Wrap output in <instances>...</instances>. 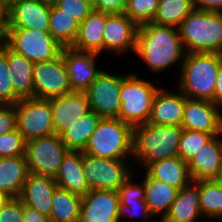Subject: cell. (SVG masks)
I'll return each mask as SVG.
<instances>
[{"mask_svg":"<svg viewBox=\"0 0 222 222\" xmlns=\"http://www.w3.org/2000/svg\"><path fill=\"white\" fill-rule=\"evenodd\" d=\"M135 54L159 73L178 61L182 63L186 53L178 28L149 22L138 27Z\"/></svg>","mask_w":222,"mask_h":222,"instance_id":"cell-1","label":"cell"},{"mask_svg":"<svg viewBox=\"0 0 222 222\" xmlns=\"http://www.w3.org/2000/svg\"><path fill=\"white\" fill-rule=\"evenodd\" d=\"M181 126L145 124L133 127L132 157L146 168L149 164L178 156Z\"/></svg>","mask_w":222,"mask_h":222,"instance_id":"cell-2","label":"cell"},{"mask_svg":"<svg viewBox=\"0 0 222 222\" xmlns=\"http://www.w3.org/2000/svg\"><path fill=\"white\" fill-rule=\"evenodd\" d=\"M183 59L178 89L187 98L213 101L222 54L186 53Z\"/></svg>","mask_w":222,"mask_h":222,"instance_id":"cell-3","label":"cell"},{"mask_svg":"<svg viewBox=\"0 0 222 222\" xmlns=\"http://www.w3.org/2000/svg\"><path fill=\"white\" fill-rule=\"evenodd\" d=\"M178 30L185 53L222 54V13L194 9Z\"/></svg>","mask_w":222,"mask_h":222,"instance_id":"cell-4","label":"cell"},{"mask_svg":"<svg viewBox=\"0 0 222 222\" xmlns=\"http://www.w3.org/2000/svg\"><path fill=\"white\" fill-rule=\"evenodd\" d=\"M133 127L119 118H101L83 153L95 157H132Z\"/></svg>","mask_w":222,"mask_h":222,"instance_id":"cell-5","label":"cell"},{"mask_svg":"<svg viewBox=\"0 0 222 222\" xmlns=\"http://www.w3.org/2000/svg\"><path fill=\"white\" fill-rule=\"evenodd\" d=\"M158 89L150 81L138 78L137 73L127 74L120 87L119 119L132 127L148 122Z\"/></svg>","mask_w":222,"mask_h":222,"instance_id":"cell-6","label":"cell"},{"mask_svg":"<svg viewBox=\"0 0 222 222\" xmlns=\"http://www.w3.org/2000/svg\"><path fill=\"white\" fill-rule=\"evenodd\" d=\"M0 38L13 51L25 56L33 63L55 59L61 54L63 48L49 31L4 28L0 32Z\"/></svg>","mask_w":222,"mask_h":222,"instance_id":"cell-7","label":"cell"},{"mask_svg":"<svg viewBox=\"0 0 222 222\" xmlns=\"http://www.w3.org/2000/svg\"><path fill=\"white\" fill-rule=\"evenodd\" d=\"M68 151L56 133L26 141L25 158L29 172L55 178Z\"/></svg>","mask_w":222,"mask_h":222,"instance_id":"cell-8","label":"cell"},{"mask_svg":"<svg viewBox=\"0 0 222 222\" xmlns=\"http://www.w3.org/2000/svg\"><path fill=\"white\" fill-rule=\"evenodd\" d=\"M14 107L17 129L26 141L54 134L50 99L21 98Z\"/></svg>","mask_w":222,"mask_h":222,"instance_id":"cell-9","label":"cell"},{"mask_svg":"<svg viewBox=\"0 0 222 222\" xmlns=\"http://www.w3.org/2000/svg\"><path fill=\"white\" fill-rule=\"evenodd\" d=\"M126 162V159L101 158L83 153V173L90 190L117 191L133 174Z\"/></svg>","mask_w":222,"mask_h":222,"instance_id":"cell-10","label":"cell"},{"mask_svg":"<svg viewBox=\"0 0 222 222\" xmlns=\"http://www.w3.org/2000/svg\"><path fill=\"white\" fill-rule=\"evenodd\" d=\"M72 90L67 68L61 54L55 59L34 63L33 97L52 99L67 95Z\"/></svg>","mask_w":222,"mask_h":222,"instance_id":"cell-11","label":"cell"},{"mask_svg":"<svg viewBox=\"0 0 222 222\" xmlns=\"http://www.w3.org/2000/svg\"><path fill=\"white\" fill-rule=\"evenodd\" d=\"M125 76L102 70L86 90L91 110L101 118H119L120 87Z\"/></svg>","mask_w":222,"mask_h":222,"instance_id":"cell-12","label":"cell"},{"mask_svg":"<svg viewBox=\"0 0 222 222\" xmlns=\"http://www.w3.org/2000/svg\"><path fill=\"white\" fill-rule=\"evenodd\" d=\"M49 20V0H17L8 6V18L4 28L49 31Z\"/></svg>","mask_w":222,"mask_h":222,"instance_id":"cell-13","label":"cell"},{"mask_svg":"<svg viewBox=\"0 0 222 222\" xmlns=\"http://www.w3.org/2000/svg\"><path fill=\"white\" fill-rule=\"evenodd\" d=\"M212 101L187 98L184 106L183 129L209 133H222V113Z\"/></svg>","mask_w":222,"mask_h":222,"instance_id":"cell-14","label":"cell"},{"mask_svg":"<svg viewBox=\"0 0 222 222\" xmlns=\"http://www.w3.org/2000/svg\"><path fill=\"white\" fill-rule=\"evenodd\" d=\"M117 191L91 189L82 196L79 222H119Z\"/></svg>","mask_w":222,"mask_h":222,"instance_id":"cell-15","label":"cell"},{"mask_svg":"<svg viewBox=\"0 0 222 222\" xmlns=\"http://www.w3.org/2000/svg\"><path fill=\"white\" fill-rule=\"evenodd\" d=\"M138 27L125 13H106L103 51H113L116 54L124 53L127 50L136 52Z\"/></svg>","mask_w":222,"mask_h":222,"instance_id":"cell-16","label":"cell"},{"mask_svg":"<svg viewBox=\"0 0 222 222\" xmlns=\"http://www.w3.org/2000/svg\"><path fill=\"white\" fill-rule=\"evenodd\" d=\"M54 133L62 135L78 118L91 111L86 90H71L50 99Z\"/></svg>","mask_w":222,"mask_h":222,"instance_id":"cell-17","label":"cell"},{"mask_svg":"<svg viewBox=\"0 0 222 222\" xmlns=\"http://www.w3.org/2000/svg\"><path fill=\"white\" fill-rule=\"evenodd\" d=\"M99 54L63 47V60L72 90H87L102 70L96 66Z\"/></svg>","mask_w":222,"mask_h":222,"instance_id":"cell-18","label":"cell"},{"mask_svg":"<svg viewBox=\"0 0 222 222\" xmlns=\"http://www.w3.org/2000/svg\"><path fill=\"white\" fill-rule=\"evenodd\" d=\"M159 88L153 101L148 123L164 126H181L187 97Z\"/></svg>","mask_w":222,"mask_h":222,"instance_id":"cell-19","label":"cell"},{"mask_svg":"<svg viewBox=\"0 0 222 222\" xmlns=\"http://www.w3.org/2000/svg\"><path fill=\"white\" fill-rule=\"evenodd\" d=\"M57 187L54 177L29 173L19 198L23 205L49 217L51 199Z\"/></svg>","mask_w":222,"mask_h":222,"instance_id":"cell-20","label":"cell"},{"mask_svg":"<svg viewBox=\"0 0 222 222\" xmlns=\"http://www.w3.org/2000/svg\"><path fill=\"white\" fill-rule=\"evenodd\" d=\"M213 136L208 143L187 162L193 181L217 179L222 169V138Z\"/></svg>","mask_w":222,"mask_h":222,"instance_id":"cell-21","label":"cell"},{"mask_svg":"<svg viewBox=\"0 0 222 222\" xmlns=\"http://www.w3.org/2000/svg\"><path fill=\"white\" fill-rule=\"evenodd\" d=\"M83 151L69 150L55 176L57 186L80 196L85 195L90 188L83 173Z\"/></svg>","mask_w":222,"mask_h":222,"instance_id":"cell-22","label":"cell"},{"mask_svg":"<svg viewBox=\"0 0 222 222\" xmlns=\"http://www.w3.org/2000/svg\"><path fill=\"white\" fill-rule=\"evenodd\" d=\"M200 216L199 180H196L178 191L169 212L160 222H198Z\"/></svg>","mask_w":222,"mask_h":222,"instance_id":"cell-23","label":"cell"},{"mask_svg":"<svg viewBox=\"0 0 222 222\" xmlns=\"http://www.w3.org/2000/svg\"><path fill=\"white\" fill-rule=\"evenodd\" d=\"M106 23V13L92 10V12L79 23V31L72 48L101 54L103 52V35Z\"/></svg>","mask_w":222,"mask_h":222,"instance_id":"cell-24","label":"cell"},{"mask_svg":"<svg viewBox=\"0 0 222 222\" xmlns=\"http://www.w3.org/2000/svg\"><path fill=\"white\" fill-rule=\"evenodd\" d=\"M145 171L154 179L162 181L178 190L189 185L193 180L187 162L178 156L157 160L149 164Z\"/></svg>","mask_w":222,"mask_h":222,"instance_id":"cell-25","label":"cell"},{"mask_svg":"<svg viewBox=\"0 0 222 222\" xmlns=\"http://www.w3.org/2000/svg\"><path fill=\"white\" fill-rule=\"evenodd\" d=\"M145 173L143 180L145 202L153 216L161 214L160 221H162L169 212L179 190L152 178L147 172Z\"/></svg>","mask_w":222,"mask_h":222,"instance_id":"cell-26","label":"cell"},{"mask_svg":"<svg viewBox=\"0 0 222 222\" xmlns=\"http://www.w3.org/2000/svg\"><path fill=\"white\" fill-rule=\"evenodd\" d=\"M29 173L25 156L0 158V190L19 197Z\"/></svg>","mask_w":222,"mask_h":222,"instance_id":"cell-27","label":"cell"},{"mask_svg":"<svg viewBox=\"0 0 222 222\" xmlns=\"http://www.w3.org/2000/svg\"><path fill=\"white\" fill-rule=\"evenodd\" d=\"M7 64L12 75L14 92L20 98L33 97L34 63L7 45Z\"/></svg>","mask_w":222,"mask_h":222,"instance_id":"cell-28","label":"cell"},{"mask_svg":"<svg viewBox=\"0 0 222 222\" xmlns=\"http://www.w3.org/2000/svg\"><path fill=\"white\" fill-rule=\"evenodd\" d=\"M51 200L52 222H79L82 196L57 187Z\"/></svg>","mask_w":222,"mask_h":222,"instance_id":"cell-29","label":"cell"},{"mask_svg":"<svg viewBox=\"0 0 222 222\" xmlns=\"http://www.w3.org/2000/svg\"><path fill=\"white\" fill-rule=\"evenodd\" d=\"M101 117L92 110L78 118L62 135V141L68 150L84 151L89 138L95 131Z\"/></svg>","mask_w":222,"mask_h":222,"instance_id":"cell-30","label":"cell"},{"mask_svg":"<svg viewBox=\"0 0 222 222\" xmlns=\"http://www.w3.org/2000/svg\"><path fill=\"white\" fill-rule=\"evenodd\" d=\"M79 31V22L72 16L63 13L50 1L49 33L63 47H71Z\"/></svg>","mask_w":222,"mask_h":222,"instance_id":"cell-31","label":"cell"},{"mask_svg":"<svg viewBox=\"0 0 222 222\" xmlns=\"http://www.w3.org/2000/svg\"><path fill=\"white\" fill-rule=\"evenodd\" d=\"M199 207L202 217L222 219V185L216 179L199 180Z\"/></svg>","mask_w":222,"mask_h":222,"instance_id":"cell-32","label":"cell"},{"mask_svg":"<svg viewBox=\"0 0 222 222\" xmlns=\"http://www.w3.org/2000/svg\"><path fill=\"white\" fill-rule=\"evenodd\" d=\"M193 10L192 0H159L153 23L178 28Z\"/></svg>","mask_w":222,"mask_h":222,"instance_id":"cell-33","label":"cell"},{"mask_svg":"<svg viewBox=\"0 0 222 222\" xmlns=\"http://www.w3.org/2000/svg\"><path fill=\"white\" fill-rule=\"evenodd\" d=\"M7 64V44L0 38V104L15 105L21 98L14 92Z\"/></svg>","mask_w":222,"mask_h":222,"instance_id":"cell-34","label":"cell"},{"mask_svg":"<svg viewBox=\"0 0 222 222\" xmlns=\"http://www.w3.org/2000/svg\"><path fill=\"white\" fill-rule=\"evenodd\" d=\"M214 135L183 129L179 143L178 157L190 161Z\"/></svg>","mask_w":222,"mask_h":222,"instance_id":"cell-35","label":"cell"},{"mask_svg":"<svg viewBox=\"0 0 222 222\" xmlns=\"http://www.w3.org/2000/svg\"><path fill=\"white\" fill-rule=\"evenodd\" d=\"M159 0H127L124 13L138 26L153 22Z\"/></svg>","mask_w":222,"mask_h":222,"instance_id":"cell-36","label":"cell"},{"mask_svg":"<svg viewBox=\"0 0 222 222\" xmlns=\"http://www.w3.org/2000/svg\"><path fill=\"white\" fill-rule=\"evenodd\" d=\"M26 140L18 129L0 136V158L25 156Z\"/></svg>","mask_w":222,"mask_h":222,"instance_id":"cell-37","label":"cell"},{"mask_svg":"<svg viewBox=\"0 0 222 222\" xmlns=\"http://www.w3.org/2000/svg\"><path fill=\"white\" fill-rule=\"evenodd\" d=\"M58 9L74 17L81 23L93 10V3L89 0H51Z\"/></svg>","mask_w":222,"mask_h":222,"instance_id":"cell-38","label":"cell"},{"mask_svg":"<svg viewBox=\"0 0 222 222\" xmlns=\"http://www.w3.org/2000/svg\"><path fill=\"white\" fill-rule=\"evenodd\" d=\"M131 175L117 190L119 202L145 201V189L143 182L134 184Z\"/></svg>","mask_w":222,"mask_h":222,"instance_id":"cell-39","label":"cell"},{"mask_svg":"<svg viewBox=\"0 0 222 222\" xmlns=\"http://www.w3.org/2000/svg\"><path fill=\"white\" fill-rule=\"evenodd\" d=\"M119 222L123 217L127 216H142L144 220L150 219L151 214L149 207L145 201H133V202H119L118 209Z\"/></svg>","mask_w":222,"mask_h":222,"instance_id":"cell-40","label":"cell"},{"mask_svg":"<svg viewBox=\"0 0 222 222\" xmlns=\"http://www.w3.org/2000/svg\"><path fill=\"white\" fill-rule=\"evenodd\" d=\"M23 206L19 197H12L9 202L0 209V222H23Z\"/></svg>","mask_w":222,"mask_h":222,"instance_id":"cell-41","label":"cell"},{"mask_svg":"<svg viewBox=\"0 0 222 222\" xmlns=\"http://www.w3.org/2000/svg\"><path fill=\"white\" fill-rule=\"evenodd\" d=\"M17 129L14 105L0 104V136Z\"/></svg>","mask_w":222,"mask_h":222,"instance_id":"cell-42","label":"cell"},{"mask_svg":"<svg viewBox=\"0 0 222 222\" xmlns=\"http://www.w3.org/2000/svg\"><path fill=\"white\" fill-rule=\"evenodd\" d=\"M127 0H93V9L107 14L124 13Z\"/></svg>","mask_w":222,"mask_h":222,"instance_id":"cell-43","label":"cell"},{"mask_svg":"<svg viewBox=\"0 0 222 222\" xmlns=\"http://www.w3.org/2000/svg\"><path fill=\"white\" fill-rule=\"evenodd\" d=\"M194 9L222 13V0H192Z\"/></svg>","mask_w":222,"mask_h":222,"instance_id":"cell-44","label":"cell"},{"mask_svg":"<svg viewBox=\"0 0 222 222\" xmlns=\"http://www.w3.org/2000/svg\"><path fill=\"white\" fill-rule=\"evenodd\" d=\"M23 222H52L49 217L28 206L22 207Z\"/></svg>","mask_w":222,"mask_h":222,"instance_id":"cell-45","label":"cell"},{"mask_svg":"<svg viewBox=\"0 0 222 222\" xmlns=\"http://www.w3.org/2000/svg\"><path fill=\"white\" fill-rule=\"evenodd\" d=\"M216 80L214 99L212 102L220 108L222 107V63L220 64Z\"/></svg>","mask_w":222,"mask_h":222,"instance_id":"cell-46","label":"cell"},{"mask_svg":"<svg viewBox=\"0 0 222 222\" xmlns=\"http://www.w3.org/2000/svg\"><path fill=\"white\" fill-rule=\"evenodd\" d=\"M8 18V6L0 0V32L4 29Z\"/></svg>","mask_w":222,"mask_h":222,"instance_id":"cell-47","label":"cell"},{"mask_svg":"<svg viewBox=\"0 0 222 222\" xmlns=\"http://www.w3.org/2000/svg\"><path fill=\"white\" fill-rule=\"evenodd\" d=\"M12 198L8 193L0 190V209L5 206L9 200Z\"/></svg>","mask_w":222,"mask_h":222,"instance_id":"cell-48","label":"cell"},{"mask_svg":"<svg viewBox=\"0 0 222 222\" xmlns=\"http://www.w3.org/2000/svg\"><path fill=\"white\" fill-rule=\"evenodd\" d=\"M3 1L7 6H10L14 1H17V0H3Z\"/></svg>","mask_w":222,"mask_h":222,"instance_id":"cell-49","label":"cell"},{"mask_svg":"<svg viewBox=\"0 0 222 222\" xmlns=\"http://www.w3.org/2000/svg\"><path fill=\"white\" fill-rule=\"evenodd\" d=\"M216 180L222 185V169Z\"/></svg>","mask_w":222,"mask_h":222,"instance_id":"cell-50","label":"cell"}]
</instances>
